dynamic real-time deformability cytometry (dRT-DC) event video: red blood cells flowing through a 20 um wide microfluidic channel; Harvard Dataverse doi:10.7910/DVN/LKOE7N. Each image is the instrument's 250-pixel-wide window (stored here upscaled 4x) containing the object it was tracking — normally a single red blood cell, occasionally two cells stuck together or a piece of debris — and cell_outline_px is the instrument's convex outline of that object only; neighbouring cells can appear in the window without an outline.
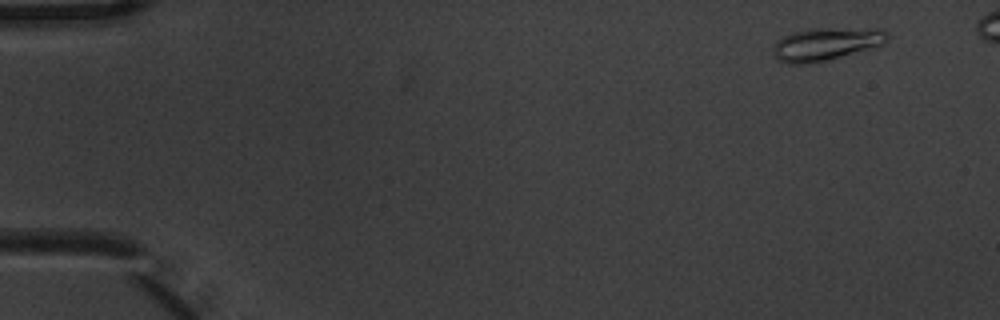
{"species": "common noctule bat (a hibernating species)", "species_latin": "Nyctalus noctula", "temperature_condition": "warm", "stored_images_in_passage": 6, "camera_frame_rate_fps": 3000, "um_per_image_px": 0.085, "animal": {"sex": "male", "body_mass_g": 20.1, "forearm_length_mm": 53.5}, "frame": {"image": 1, "passage_image": 2, "time_ms": 0.333, "image_size_px": [1000, 320], "cell_outline_px": [[888, 40], [884, 44], [840, 56], [808, 64], [788, 64], [780, 60], [772, 52], [772, 48], [776, 40], [792, 32], [808, 28], [880, 28], [888, 32]], "centroid_in_image_um": [70.2, 3.71], "position_along_channel_um": 14.8, "area_um2": 21.85}}